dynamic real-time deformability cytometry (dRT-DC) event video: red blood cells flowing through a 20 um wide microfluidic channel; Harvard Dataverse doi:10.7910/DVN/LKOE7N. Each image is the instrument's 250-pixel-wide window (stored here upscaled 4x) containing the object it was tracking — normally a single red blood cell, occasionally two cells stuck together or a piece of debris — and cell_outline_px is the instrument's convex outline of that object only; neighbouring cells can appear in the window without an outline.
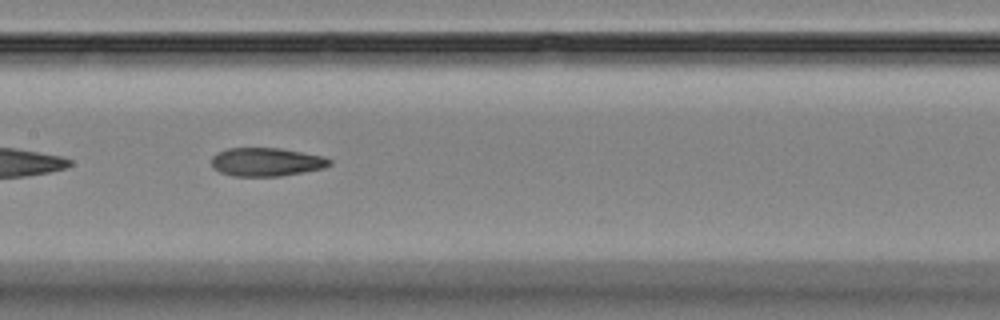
{"species": "Egyptian fruit bat (a non-hibernating species)", "species_latin": "Rousettus aegyptiacus", "temperature_condition": "room temperature", "stored_images_in_passage": 7, "camera_frame_rate_fps": 3000, "um_per_image_px": 0.085, "animal": {"sex": "female"}, "frame": {"image": 1, "passage_image": 6, "time_ms": 6.667, "image_size_px": [1000, 320], "cell_outline_px": [[332, 164], [324, 168], [304, 172], [280, 176], [232, 176], [220, 172], [212, 168], [212, 156], [216, 152], [228, 148], [280, 148], [324, 156], [332, 160]], "centroid_in_image_um": [22.64, 13.76], "position_along_channel_um": 184.8, "area_um2": 19.77}}